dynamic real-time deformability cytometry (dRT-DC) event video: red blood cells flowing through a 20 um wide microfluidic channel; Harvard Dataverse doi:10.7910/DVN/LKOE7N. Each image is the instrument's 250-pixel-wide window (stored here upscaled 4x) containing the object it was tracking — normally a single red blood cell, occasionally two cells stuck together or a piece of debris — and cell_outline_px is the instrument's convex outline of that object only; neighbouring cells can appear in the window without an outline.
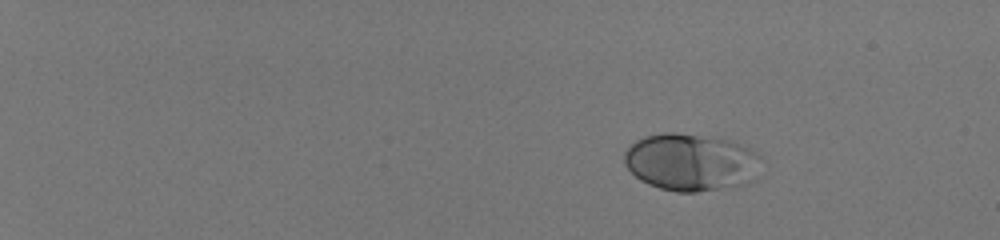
{"species": "human", "species_latin": "Homo sapiens", "temperature_condition": "room temperature", "stored_images_in_passage": 47, "camera_frame_rate_fps": 3000, "um_per_image_px": 0.085, "donor": {"sex": "male"}, "frame": {"image": 1, "passage_image": 1, "time_ms": 0.0, "image_size_px": [1000, 240], "cell_outline_px": [[760, 156], [756, 180], [748, 184], [696, 192], [676, 192], [660, 188], [648, 184], [640, 180], [624, 164], [624, 152], [636, 140], [644, 136], [664, 132], [676, 132], [712, 136], [732, 140], [748, 144]], "centroid_in_image_um": [58.78, 13.76], "position_along_channel_um": 26.2, "area_um2": 46.59}}
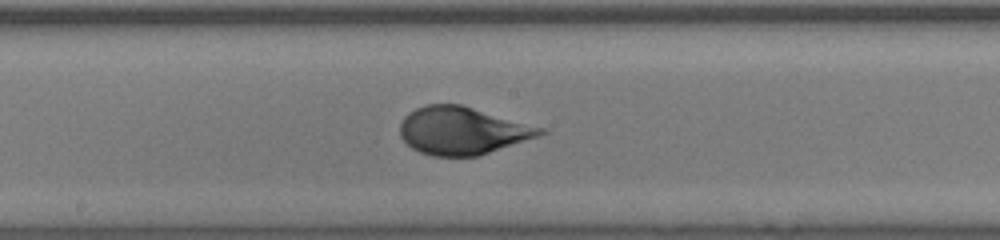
{"frame": {"image": 2, "passage_image": 27, "time_ms": 8.667, "image_size_px": [1000, 240], "cell_outline_px": [[548, 132], [480, 156], [432, 156], [420, 152], [412, 148], [400, 136], [400, 124], [404, 116], [408, 112], [424, 104], [460, 104], [548, 128]], "centroid_in_image_um": [39.31, 11.1], "position_along_channel_um": 208.9, "area_um2": 39.13}}
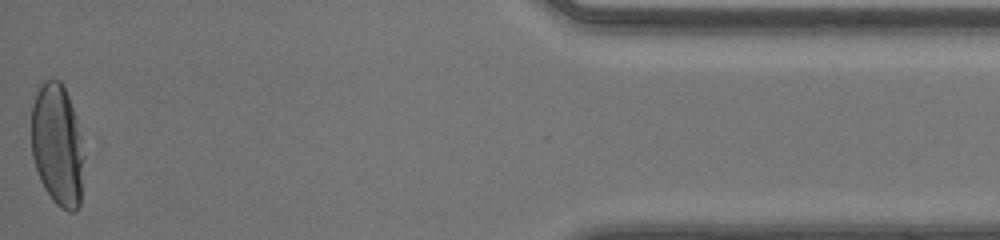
{"frame": {"image": 3, "passage_image": 47, "time_ms": 15.333, "image_size_px": [1000, 240], "cell_outline_px": [[84, 156], [80, 204], [76, 212], [68, 212], [60, 208], [52, 200], [44, 188], [40, 180], [32, 156], [32, 104], [40, 84], [44, 80], [60, 80], [68, 96], [76, 120], [80, 136]], "centroid_in_image_um": [4.87, 12.37], "position_along_channel_um": 430.3, "area_um2": 37.34}, "authors_computed_cell_mechanics": {"area_um2": 39.593, "velocity_mm_per_s": 4.1, "shape_relaxation_time_tau1_ms": 4.3765, "shape_relaxation_time_tau2_ms": null, "deformation_change_tau1": 0.1972, "deformation_change_tau2": null}}